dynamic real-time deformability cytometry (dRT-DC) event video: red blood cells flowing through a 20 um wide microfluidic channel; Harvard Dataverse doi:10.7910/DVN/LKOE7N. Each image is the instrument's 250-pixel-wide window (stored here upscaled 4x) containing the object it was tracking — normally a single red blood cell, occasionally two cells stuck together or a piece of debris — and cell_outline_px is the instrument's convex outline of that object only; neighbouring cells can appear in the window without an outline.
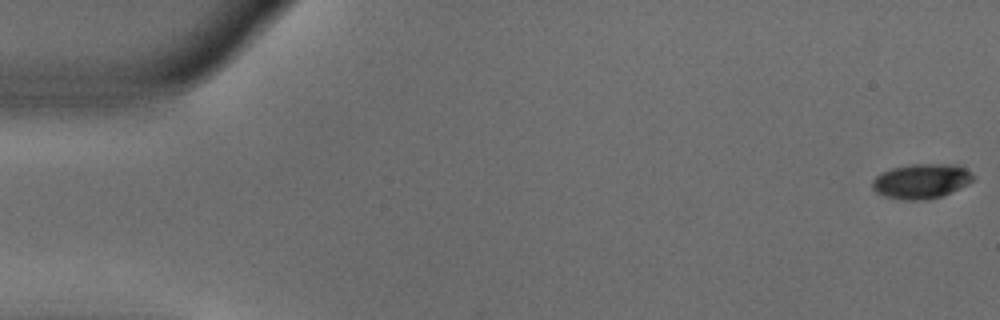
{"species": "common noctule bat (a hibernating species)", "species_latin": "Nyctalus noctula", "temperature_condition": "warm", "stored_images_in_passage": 53, "camera_frame_rate_fps": 3000, "um_per_image_px": 0.085, "animal": {"sex": "male", "body_mass_g": 18.8}, "frame": {"image": 1, "passage_image": 1, "time_ms": 0.0, "image_size_px": [1000, 320], "cell_outline_px": [[976, 176], [968, 184], [944, 196], [924, 200], [904, 200], [884, 196], [876, 192], [872, 188], [872, 180], [880, 172], [892, 168], [912, 164], [956, 164], [964, 168]], "centroid_in_image_um": [78.31, 15.4], "position_along_channel_um": 6.7, "area_um2": 20.63}}
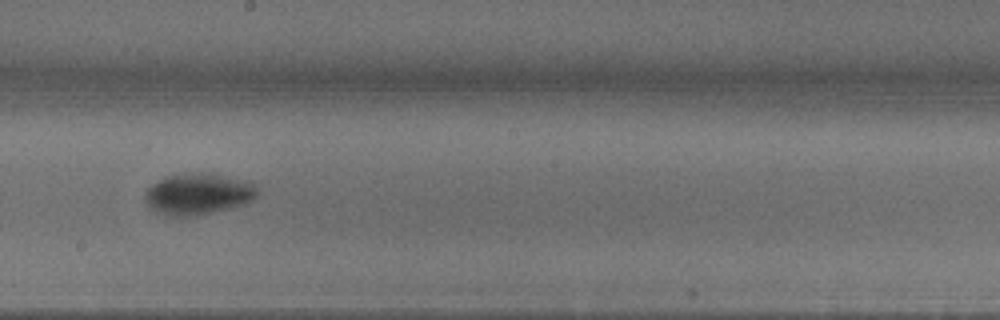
{"frame": {"image": 2, "passage_image": 30, "time_ms": 9.667, "image_size_px": [1000, 320], "cell_outline_px": [[260, 192], [252, 200], [244, 204], [196, 216], [164, 216], [156, 212], [144, 200], [144, 192], [152, 184], [164, 176], [196, 172], [212, 172], [248, 180], [256, 184]], "centroid_in_image_um": [16.86, 16.46], "position_along_channel_um": 231.3, "area_um2": 27.69}}
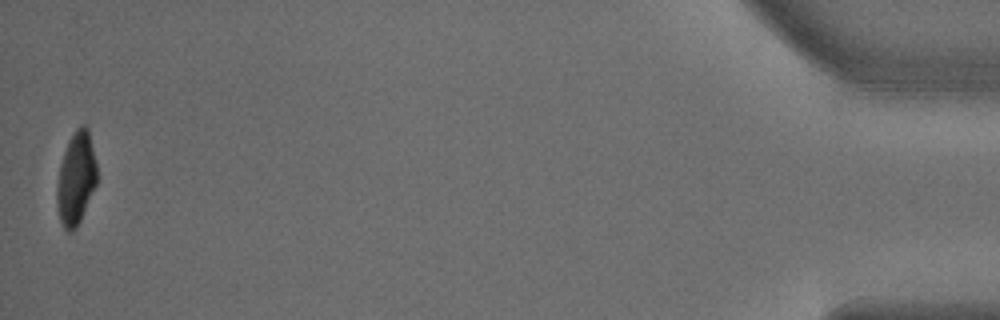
{"frame": {"image": 3, "passage_image": 53, "time_ms": 17.333, "image_size_px": [1000, 320], "cell_outline_px": [[96, 184], [80, 220], [76, 228], [72, 232], [68, 232], [64, 228], [60, 220], [56, 204], [56, 188], [60, 164], [64, 152], [76, 128], [80, 124], [84, 124], [88, 128], [96, 164]], "centroid_in_image_um": [6.44, 15.18], "position_along_channel_um": 428.8, "area_um2": 21.33}, "authors_computed_cell_mechanics": {"area_um2": 23.7558, "velocity_mm_per_s": 3.7983, "shape_relaxation_time_tau1_ms": 2.115, "shape_relaxation_time_tau2_ms": null, "deformation_change_tau1": 0.1521, "deformation_change_tau2": null}}